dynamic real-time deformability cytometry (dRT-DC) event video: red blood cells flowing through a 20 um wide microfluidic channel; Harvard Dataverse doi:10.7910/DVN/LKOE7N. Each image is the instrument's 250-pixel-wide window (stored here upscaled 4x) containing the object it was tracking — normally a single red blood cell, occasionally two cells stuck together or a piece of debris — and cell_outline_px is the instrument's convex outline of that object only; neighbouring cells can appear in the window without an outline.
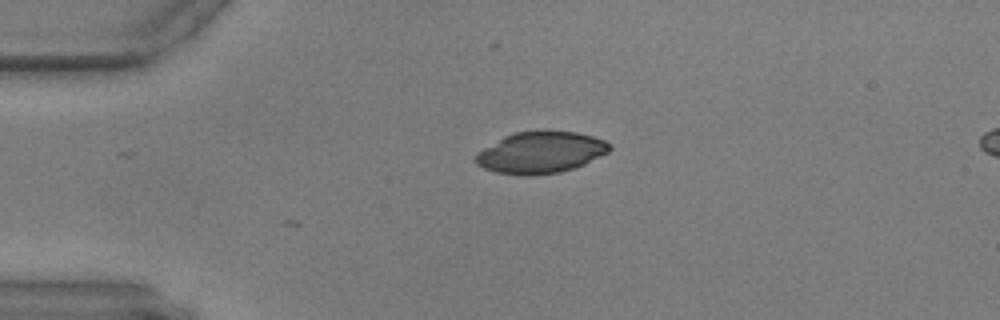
{"species": "common noctule bat (a hibernating species)", "species_latin": "Nyctalus noctula", "temperature_condition": "warm", "stored_images_in_passage": 20, "camera_frame_rate_fps": 3000, "um_per_image_px": 0.085, "animal": {"sex": "male", "body_mass_g": 17.9, "forearm_length_mm": 54.2}, "frame": {"image": 1, "passage_image": 1, "time_ms": 0.0, "image_size_px": [1000, 320], "cell_outline_px": [[612, 148], [608, 152], [576, 168], [560, 172], [532, 176], [520, 176], [496, 172], [484, 168], [476, 164], [476, 152], [504, 136], [512, 132], [576, 132], [592, 136], [604, 140]], "centroid_in_image_um": [45.93, 12.99], "position_along_channel_um": 39.1, "area_um2": 32.25}}